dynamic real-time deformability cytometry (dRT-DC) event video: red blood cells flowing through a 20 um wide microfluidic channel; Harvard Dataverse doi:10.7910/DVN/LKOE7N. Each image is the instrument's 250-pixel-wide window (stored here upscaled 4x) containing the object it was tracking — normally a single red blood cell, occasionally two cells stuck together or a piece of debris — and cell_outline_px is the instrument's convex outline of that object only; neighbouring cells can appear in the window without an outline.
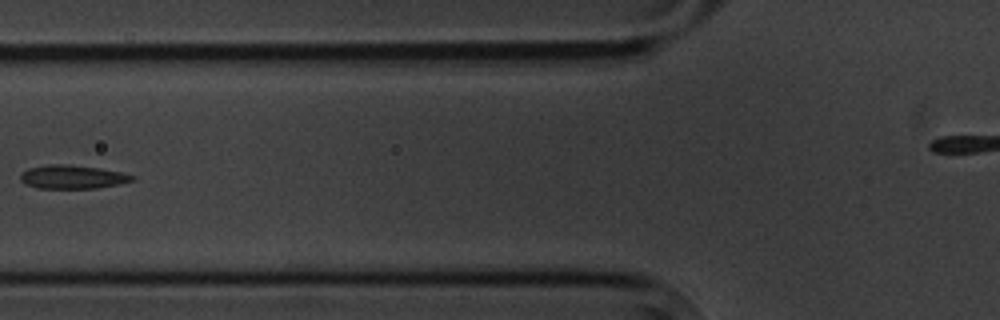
{"species": "common noctule bat (a hibernating species)", "species_latin": "Nyctalus noctula", "temperature_condition": "cold", "stored_images_in_passage": 10, "camera_frame_rate_fps": 3000, "um_per_image_px": 0.085, "animal": {"sex": "male", "body_mass_g": 20.1, "forearm_length_mm": 53.5}, "frame": {"image": 1, "passage_image": 5, "time_ms": 4.667, "image_size_px": [1000, 320], "cell_outline_px": [[136, 180], [96, 188], [36, 188], [24, 184], [20, 180], [20, 176], [28, 168], [48, 164], [68, 164], [100, 168], [120, 172], [136, 176]], "centroid_in_image_um": [6.14, 15.03], "position_along_channel_um": 119.7, "area_um2": 15.37}}
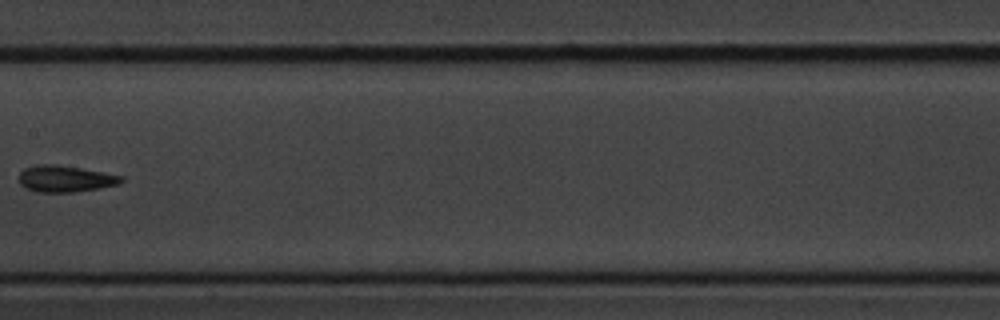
{"frame": {"image": 2, "passage_image": 7, "time_ms": 7.0, "image_size_px": [1000, 320], "cell_outline_px": [[124, 180], [120, 184], [100, 188], [72, 192], [36, 192], [24, 188], [20, 184], [20, 172], [24, 168], [36, 164], [56, 164], [80, 168], [124, 176]], "centroid_in_image_um": [5.54, 15.19], "position_along_channel_um": 201.9, "area_um2": 15.9}}
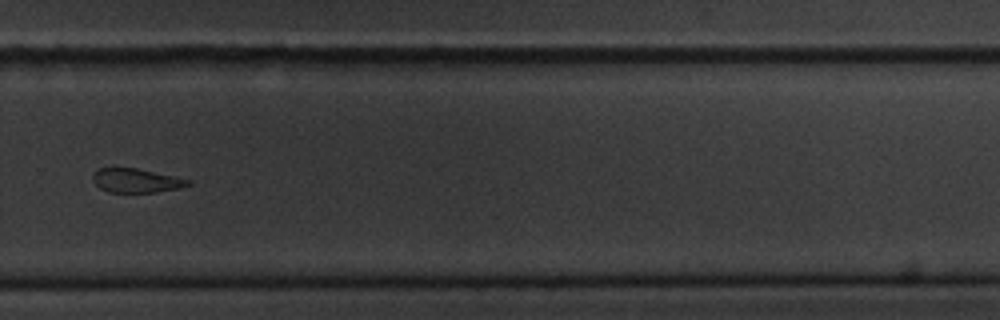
{"frame": {"image": 3, "passage_image": 10, "time_ms": 10.333, "image_size_px": [1000, 320], "cell_outline_px": [[192, 184], [180, 188], [156, 192], [108, 192], [100, 188], [92, 180], [92, 172], [96, 168], [112, 164], [136, 168], [192, 180]], "centroid_in_image_um": [11.48, 15.3], "position_along_channel_um": 318.3, "area_um2": 13.99}}